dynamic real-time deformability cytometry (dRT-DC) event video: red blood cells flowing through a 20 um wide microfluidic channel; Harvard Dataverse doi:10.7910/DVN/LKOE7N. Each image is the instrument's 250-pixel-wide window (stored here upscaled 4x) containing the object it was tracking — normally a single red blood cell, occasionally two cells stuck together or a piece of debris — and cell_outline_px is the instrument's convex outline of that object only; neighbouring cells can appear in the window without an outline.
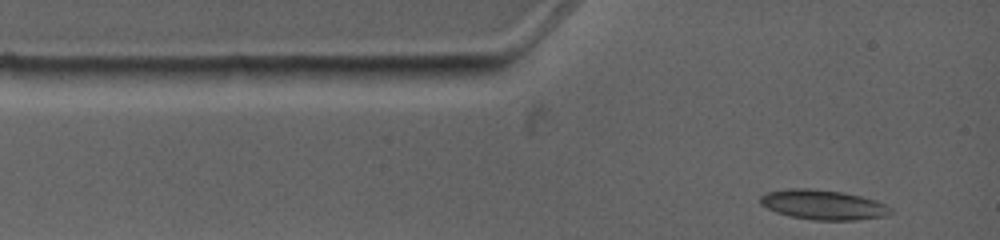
{"species": "common noctule bat (a hibernating species)", "species_latin": "Nyctalus noctula", "temperature_condition": "warm", "stored_images_in_passage": 2, "camera_frame_rate_fps": 4500, "um_per_image_px": 0.085, "animal": {"sex": "female", "body_mass_g": 19.0, "forearm_length_mm": 53.3}, "frame": {"image": 1, "passage_image": 1, "time_ms": 0.0, "image_size_px": [1000, 240], "cell_outline_px": [[892, 212], [884, 216], [856, 220], [812, 220], [788, 216], [776, 212], [760, 204], [760, 196], [768, 192], [788, 188], [808, 188], [844, 192], [860, 196], [884, 204], [892, 208]], "centroid_in_image_um": [69.93, 17.4], "position_along_channel_um": 15.1, "area_um2": 22.54}}
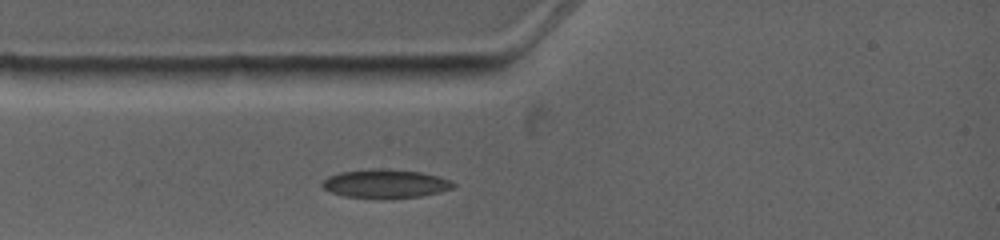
{"frame": {"image": 2, "passage_image": 2, "time_ms": 1.556, "image_size_px": [1000, 240], "cell_outline_px": [[456, 184], [452, 188], [440, 192], [420, 196], [380, 200], [344, 196], [332, 192], [324, 188], [320, 184], [328, 176], [340, 172], [372, 168], [376, 168], [420, 172], [452, 180]], "centroid_in_image_um": [32.74, 15.63], "position_along_channel_um": 52.3, "area_um2": 22.14}}